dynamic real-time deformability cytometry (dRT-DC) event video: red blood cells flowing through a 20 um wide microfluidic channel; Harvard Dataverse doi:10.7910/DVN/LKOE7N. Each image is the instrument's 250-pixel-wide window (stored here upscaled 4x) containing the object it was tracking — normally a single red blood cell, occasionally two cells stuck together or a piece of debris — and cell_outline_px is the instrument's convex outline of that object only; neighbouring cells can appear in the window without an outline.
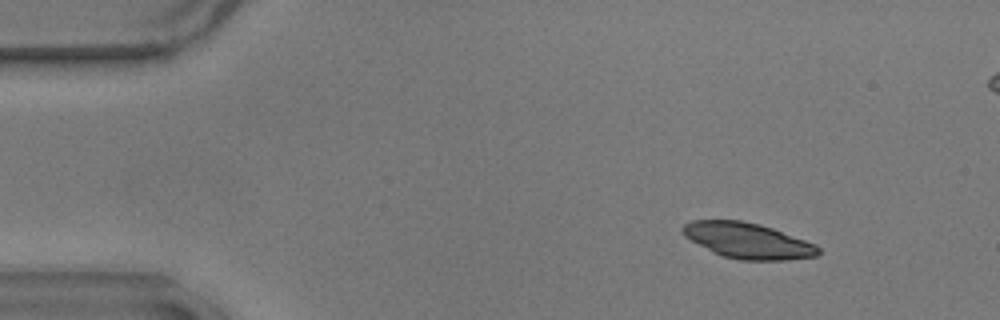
{"species": "common noctule bat (a hibernating species)", "species_latin": "Nyctalus noctula", "temperature_condition": "warm", "stored_images_in_passage": 51, "camera_frame_rate_fps": 3000, "um_per_image_px": 0.085, "animal": {"sex": "male", "body_mass_g": 17.9}, "frame": {"image": 1, "passage_image": 2, "time_ms": 0.333, "image_size_px": [1000, 320], "cell_outline_px": [[820, 252], [816, 256], [788, 260], [740, 260], [724, 256], [712, 252], [684, 236], [680, 228], [684, 224], [692, 220], [740, 220], [760, 224], [772, 228], [816, 244], [820, 248]], "centroid_in_image_um": [63.55, 20.45], "position_along_channel_um": 21.4, "area_um2": 28.15}}